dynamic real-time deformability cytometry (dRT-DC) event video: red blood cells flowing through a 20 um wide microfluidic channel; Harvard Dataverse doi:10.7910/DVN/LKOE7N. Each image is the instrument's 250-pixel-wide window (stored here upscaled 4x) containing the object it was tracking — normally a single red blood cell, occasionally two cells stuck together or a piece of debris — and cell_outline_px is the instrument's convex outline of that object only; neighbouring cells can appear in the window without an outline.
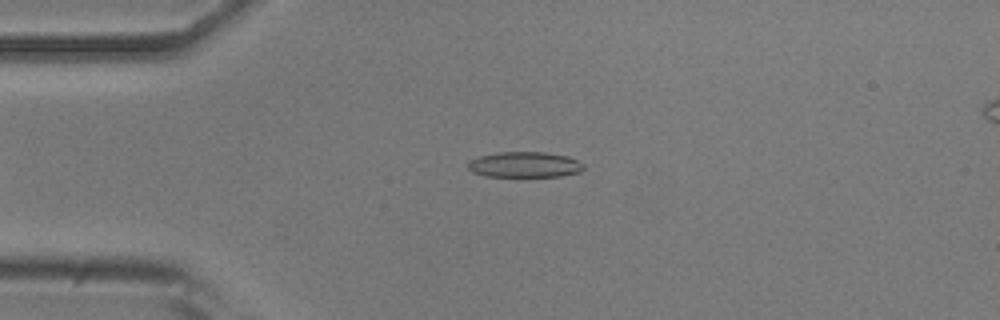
{"species": "common noctule bat (a hibernating species)", "species_latin": "Nyctalus noctula", "temperature_condition": "room temperature", "stored_images_in_passage": 45, "camera_frame_rate_fps": 3000, "um_per_image_px": 0.085, "animal": {"sex": "male", "body_mass_g": 20.5, "forearm_length_mm": 52.5}, "frame": {"image": 1, "passage_image": 4, "time_ms": 1.0, "image_size_px": [1000, 320], "cell_outline_px": [[584, 168], [580, 172], [560, 176], [484, 176], [472, 172], [468, 168], [468, 164], [472, 160], [480, 156], [496, 152], [544, 152], [568, 156], [584, 164]], "centroid_in_image_um": [44.61, 13.99], "position_along_channel_um": 40.4, "area_um2": 17.17}}
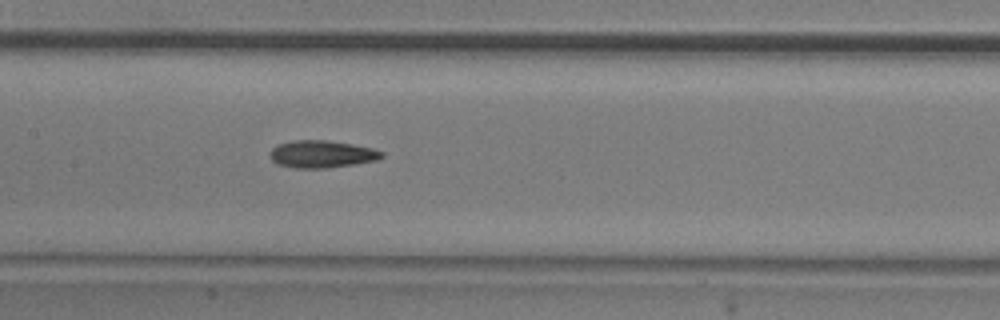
{"frame": {"image": 2, "passage_image": 17, "time_ms": 5.333, "image_size_px": [1000, 320], "cell_outline_px": [[384, 156], [376, 160], [328, 168], [296, 168], [276, 164], [272, 160], [268, 152], [276, 144], [292, 140], [328, 140], [352, 144], [372, 148], [384, 152]], "centroid_in_image_um": [27.3, 13.09], "position_along_channel_um": 180.1, "area_um2": 17.92}}
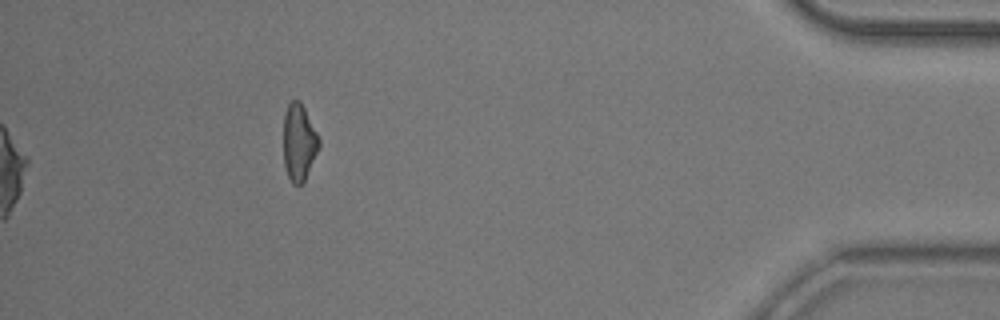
{"frame": {"image": 3, "passage_image": 40, "time_ms": 13.0, "image_size_px": [1000, 320], "cell_outline_px": [[320, 144], [304, 180], [300, 184], [292, 184], [288, 176], [284, 164], [284, 112], [288, 104], [292, 100], [300, 100], [320, 140]], "centroid_in_image_um": [25.39, 12.07], "position_along_channel_um": 409.8, "area_um2": 15.55}, "authors_computed_cell_mechanics": {"area_um2": 17.051, "velocity_mm_per_s": 3.7507, "shape_relaxation_time_tau1_ms": 9.7637, "shape_relaxation_time_tau2_ms": 6.0357, "deformation_change_tau1": 0.2096, "deformation_change_tau2": 0.1648}}